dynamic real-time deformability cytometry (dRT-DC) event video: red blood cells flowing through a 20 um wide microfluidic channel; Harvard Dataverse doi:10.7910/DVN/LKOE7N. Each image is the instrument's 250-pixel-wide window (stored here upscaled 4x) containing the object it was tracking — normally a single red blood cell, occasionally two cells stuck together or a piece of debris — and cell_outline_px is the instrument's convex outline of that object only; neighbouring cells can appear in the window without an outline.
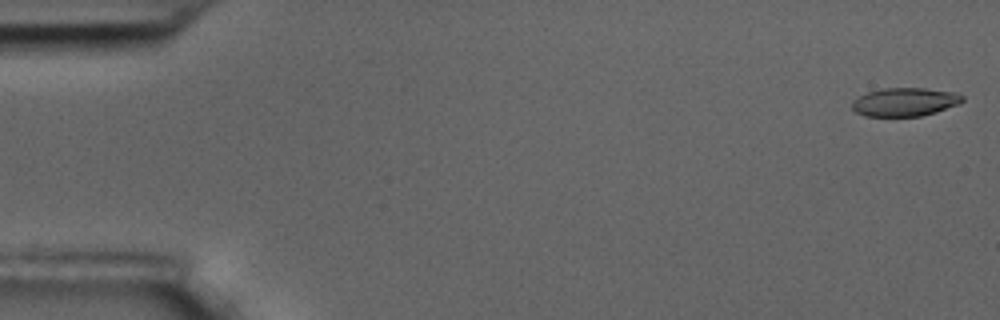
{"species": "common noctule bat (a hibernating species)", "species_latin": "Nyctalus noctula", "temperature_condition": "room temperature", "stored_images_in_passage": 57, "camera_frame_rate_fps": 3000, "um_per_image_px": 0.085, "animal": {"sex": "male", "body_mass_g": 17.5, "forearm_length_mm": 52.3}, "frame": {"image": 1, "passage_image": 1, "time_ms": 0.0, "image_size_px": [1000, 320], "cell_outline_px": [[964, 100], [960, 104], [936, 112], [920, 116], [864, 116], [856, 112], [852, 108], [852, 100], [868, 92], [884, 88], [924, 88], [956, 92], [964, 96]], "centroid_in_image_um": [76.94, 8.67], "position_along_channel_um": 8.1, "area_um2": 18.38}}
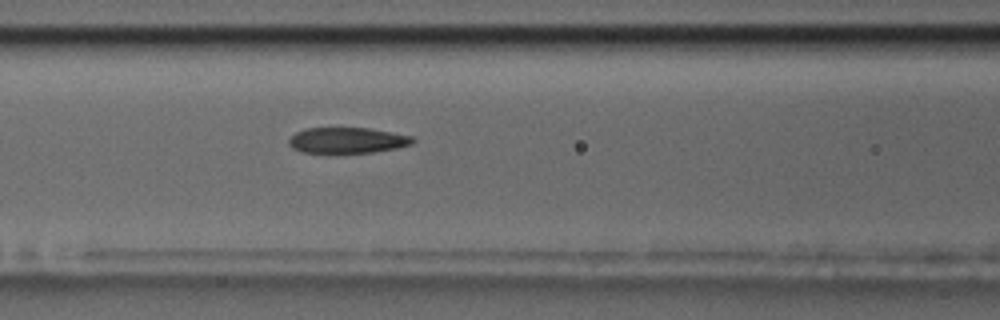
{"frame": {"image": 2, "passage_image": 24, "time_ms": 7.667, "image_size_px": [1000, 320], "cell_outline_px": [[416, 140], [412, 144], [396, 148], [372, 152], [336, 156], [328, 156], [300, 152], [292, 148], [288, 144], [288, 140], [296, 132], [304, 128], [368, 128], [392, 132], [412, 136]], "centroid_in_image_um": [29.45, 11.98], "position_along_channel_um": 137.2, "area_um2": 19.65}}
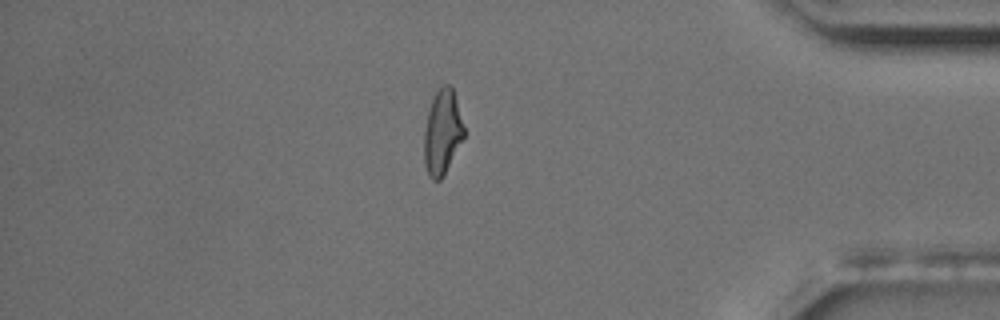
{"frame": {"image": 3, "passage_image": 49, "time_ms": 16.0, "image_size_px": [1000, 320], "cell_outline_px": [[464, 136], [440, 180], [432, 180], [428, 176], [424, 164], [424, 132], [428, 112], [432, 100], [436, 92], [444, 84], [448, 84], [452, 88], [456, 100], [464, 128]], "centroid_in_image_um": [37.57, 11.25], "position_along_channel_um": 397.6, "area_um2": 19.19}, "authors_computed_cell_mechanics": {"area_um2": 19.7676, "velocity_mm_per_s": 3.5194, "shape_relaxation_time_tau1_ms": 7.4215, "shape_relaxation_time_tau2_ms": 2.7343, "deformation_change_tau1": 0.2304, "deformation_change_tau2": 0.1132}}